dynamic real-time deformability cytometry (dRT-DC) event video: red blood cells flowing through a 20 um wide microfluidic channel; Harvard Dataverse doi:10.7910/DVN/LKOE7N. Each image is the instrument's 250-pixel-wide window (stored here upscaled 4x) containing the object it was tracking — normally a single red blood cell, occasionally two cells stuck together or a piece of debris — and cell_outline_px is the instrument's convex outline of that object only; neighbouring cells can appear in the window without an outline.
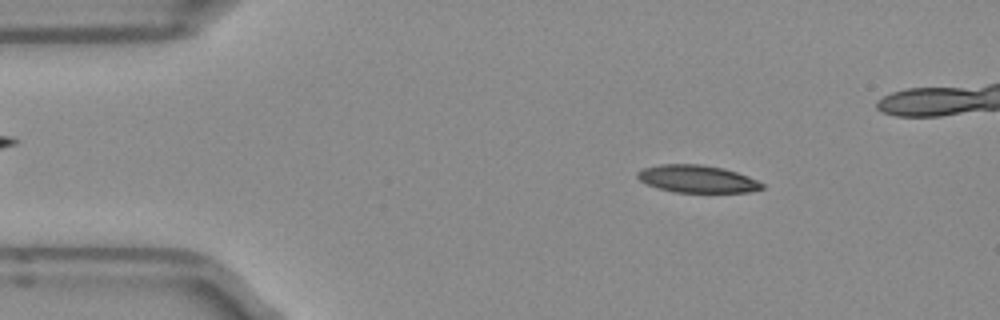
{"species": "Egyptian fruit bat (a non-hibernating species)", "species_latin": "Rousettus aegyptiacus", "temperature_condition": "room temperature", "stored_images_in_passage": 51, "camera_frame_rate_fps": 3000, "um_per_image_px": 0.085, "frame": {"image": 1, "passage_image": 7, "time_ms": 2.0, "image_size_px": [1000, 320], "cell_outline_px": [[764, 188], [752, 192], [676, 192], [660, 188], [648, 184], [640, 180], [636, 176], [636, 172], [644, 168], [660, 164], [700, 164], [724, 168], [748, 176], [764, 184]], "centroid_in_image_um": [59.28, 15.2], "position_along_channel_um": 25.7, "area_um2": 19.83}}
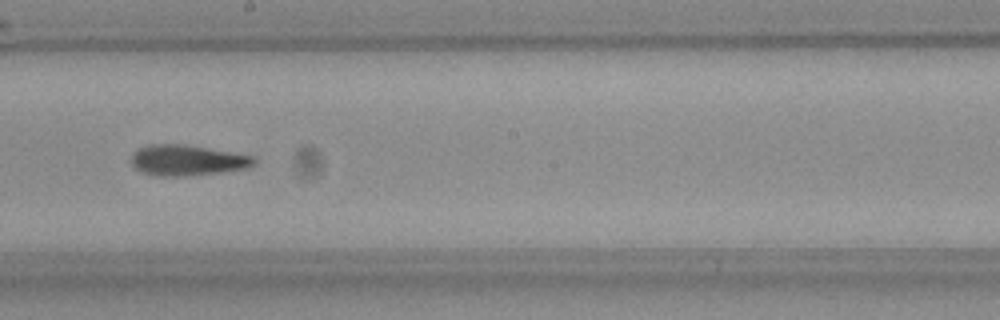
{"frame": {"image": 2, "passage_image": 27, "time_ms": 8.667, "image_size_px": [1000, 320], "cell_outline_px": [[256, 164], [248, 168], [220, 172], [184, 176], [156, 176], [144, 172], [136, 168], [132, 164], [132, 152], [136, 148], [148, 144], [180, 144], [252, 156], [256, 160]], "centroid_in_image_um": [15.87, 13.62], "position_along_channel_um": 232.3, "area_um2": 21.68}}
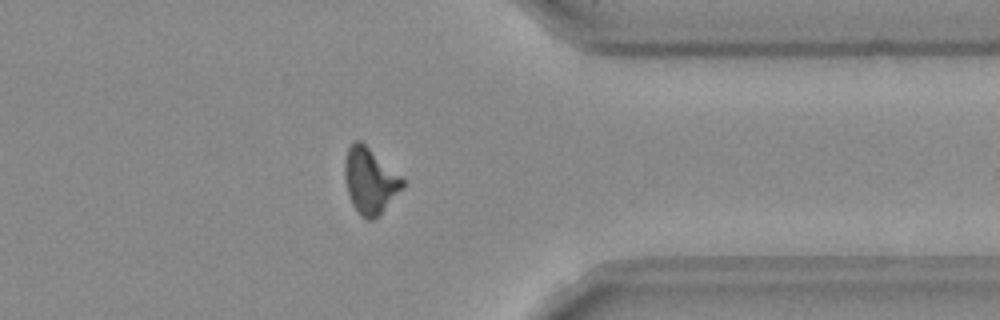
{"frame": {"image": 3, "passage_image": 39, "time_ms": 12.667, "image_size_px": [1000, 320], "cell_outline_px": [[404, 184], [380, 212], [372, 220], [368, 220], [360, 216], [352, 204], [344, 180], [344, 160], [348, 148], [356, 140], [360, 140], [400, 176], [404, 180]], "centroid_in_image_um": [31.38, 15.35], "position_along_channel_um": 380.0, "area_um2": 21.39}, "authors_computed_cell_mechanics": {"area_um2": 21.1548, "velocity_mm_per_s": 3.9646, "shape_relaxation_time_tau1_ms": null, "shape_relaxation_time_tau2_ms": 4.2668, "deformation_change_tau1": null, "deformation_change_tau2": 0.1475}}